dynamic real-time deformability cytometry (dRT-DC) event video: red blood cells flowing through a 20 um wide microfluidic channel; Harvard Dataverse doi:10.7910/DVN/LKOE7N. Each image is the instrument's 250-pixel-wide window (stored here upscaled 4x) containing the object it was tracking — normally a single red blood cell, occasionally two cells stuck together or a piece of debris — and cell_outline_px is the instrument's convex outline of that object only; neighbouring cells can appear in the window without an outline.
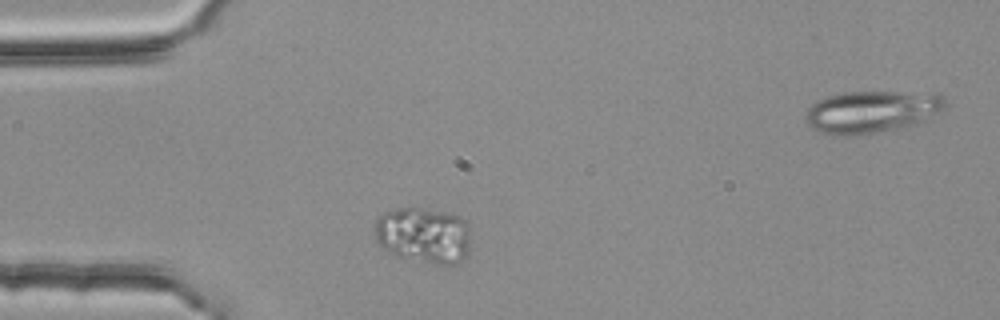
{"species": "common noctule bat (a hibernating species)", "species_latin": "Nyctalus noctula", "temperature_condition": "room temperature", "stored_images_in_passage": 2, "segment_of_instrument_passage": [1, 2], "camera_frame_rate_fps": 3000, "um_per_image_px": 0.085, "animal": {"sex": "female", "body_mass_g": 25.1}, "frame": {"image": 1, "passage_image": 1, "time_ms": 0.0, "image_size_px": [1000, 320], "cell_outline_px": [[468, 256], [452, 264], [432, 264], [396, 256], [384, 248], [376, 240], [376, 216], [384, 212], [400, 208], [416, 208], [444, 212], [460, 216], [468, 224]], "centroid_in_image_um": [35.99, 20.0], "position_along_channel_um": 49.0, "area_um2": 31.15}}